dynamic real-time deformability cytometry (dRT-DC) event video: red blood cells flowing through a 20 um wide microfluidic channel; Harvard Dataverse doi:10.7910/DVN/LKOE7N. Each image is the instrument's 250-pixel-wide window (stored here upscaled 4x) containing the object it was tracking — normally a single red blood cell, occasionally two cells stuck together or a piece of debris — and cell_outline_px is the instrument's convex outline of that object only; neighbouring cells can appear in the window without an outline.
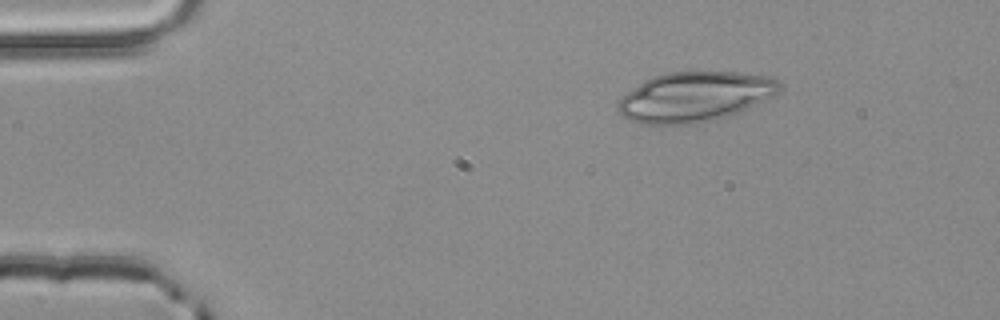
{"species": "common noctule bat (a hibernating species)", "species_latin": "Nyctalus noctula", "temperature_condition": "room temperature", "stored_images_in_passage": 2, "camera_frame_rate_fps": 3000, "um_per_image_px": 0.085, "animal": {"sex": "male", "body_mass_g": 20.4}, "frame": {"image": 1, "passage_image": 1, "time_ms": 0.0, "image_size_px": [1000, 320], "cell_outline_px": [[784, 84], [772, 96], [740, 112], [716, 120], [692, 124], [640, 124], [628, 120], [616, 108], [620, 100], [632, 88], [644, 80], [652, 76], [664, 72], [740, 72], [772, 76]], "centroid_in_image_um": [59.07, 8.22], "position_along_channel_um": 25.9, "area_um2": 47.22}}
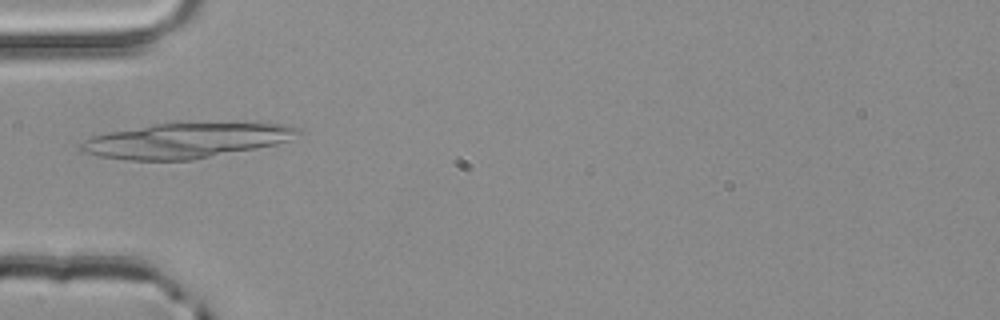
{"frame": {"image": 2, "passage_image": 2, "time_ms": 0.333, "image_size_px": [1000, 320], "cell_outline_px": [[304, 132], [288, 140], [276, 144], [256, 148], [192, 160], [128, 160], [100, 156], [80, 152], [80, 144], [84, 140], [92, 136], [108, 132], [156, 124], [256, 120], [260, 120], [288, 124], [300, 128]], "centroid_in_image_um": [15.97, 11.9], "position_along_channel_um": 69.0, "area_um2": 45.6}}